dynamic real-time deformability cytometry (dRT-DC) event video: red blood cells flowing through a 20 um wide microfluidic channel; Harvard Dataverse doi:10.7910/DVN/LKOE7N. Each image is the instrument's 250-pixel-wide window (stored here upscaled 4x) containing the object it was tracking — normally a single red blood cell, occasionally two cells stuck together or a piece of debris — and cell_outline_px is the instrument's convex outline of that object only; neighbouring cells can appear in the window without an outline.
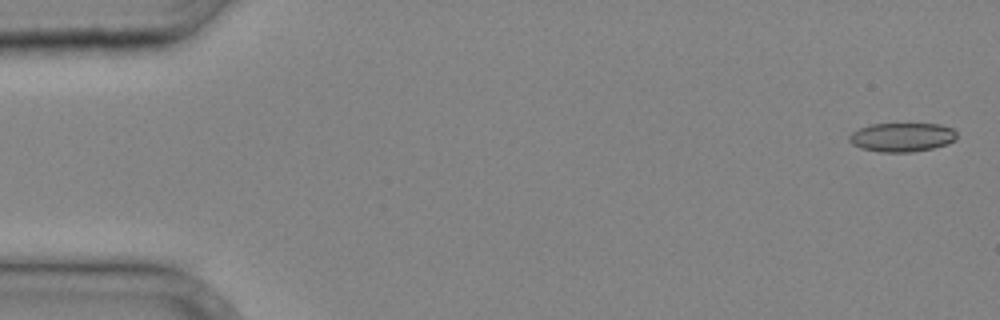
{"species": "common noctule bat (a hibernating species)", "species_latin": "Nyctalus noctula", "temperature_condition": "cold", "stored_images_in_passage": 35, "camera_frame_rate_fps": 3000, "um_per_image_px": 0.085, "animal": {"sex": "male", "body_mass_g": 20.4}, "frame": {"image": 1, "passage_image": 1, "time_ms": 0.0, "image_size_px": [1000, 320], "cell_outline_px": [[956, 140], [948, 144], [932, 148], [912, 152], [880, 152], [860, 148], [852, 144], [848, 140], [848, 136], [852, 132], [860, 128], [872, 124], [940, 124], [952, 128], [956, 132]], "centroid_in_image_um": [76.67, 11.67], "position_along_channel_um": 8.3, "area_um2": 18.21}}
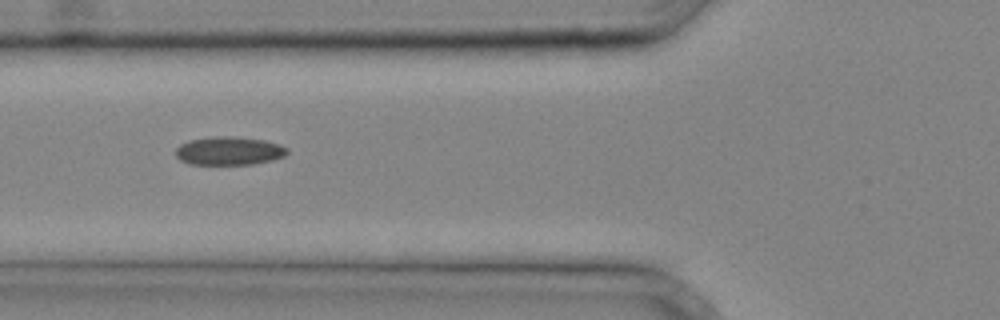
{"frame": {"image": 2, "passage_image": 14, "time_ms": 4.333, "image_size_px": [1000, 320], "cell_outline_px": [[288, 152], [284, 156], [272, 160], [252, 164], [188, 164], [180, 160], [176, 156], [176, 148], [180, 144], [188, 140], [216, 136], [232, 136], [264, 140], [280, 144], [288, 148]], "centroid_in_image_um": [19.46, 12.82], "position_along_channel_um": 106.3, "area_um2": 18.5}}
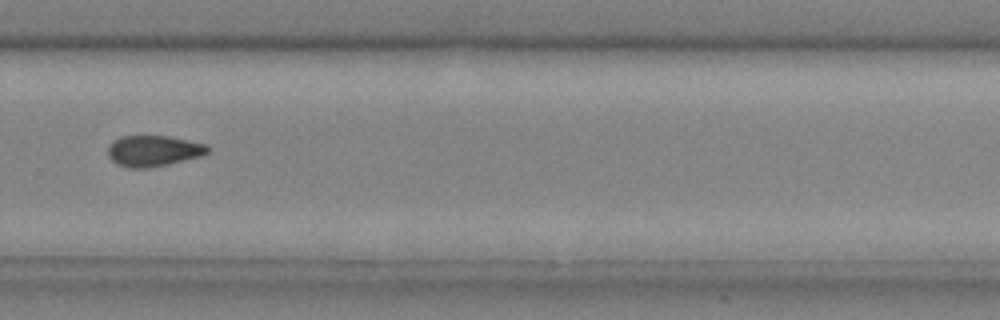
{"frame": {"image": 3, "passage_image": 26, "time_ms": 8.333, "image_size_px": [1000, 320], "cell_outline_px": [[212, 148], [208, 152], [200, 156], [168, 164], [148, 168], [128, 168], [116, 164], [108, 156], [108, 144], [112, 140], [120, 136], [168, 136], [208, 144]], "centroid_in_image_um": [13.03, 12.82], "position_along_channel_um": 316.8, "area_um2": 18.21}}